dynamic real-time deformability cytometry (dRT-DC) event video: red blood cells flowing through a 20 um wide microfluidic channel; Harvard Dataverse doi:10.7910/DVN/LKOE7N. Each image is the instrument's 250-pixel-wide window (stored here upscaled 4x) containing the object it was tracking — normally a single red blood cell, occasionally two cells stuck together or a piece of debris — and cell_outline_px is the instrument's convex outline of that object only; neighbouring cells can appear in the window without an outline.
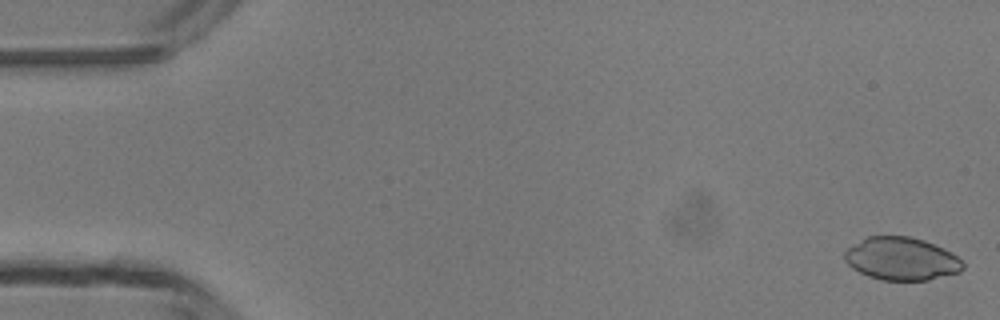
{"species": "common noctule bat (a hibernating species)", "species_latin": "Nyctalus noctula", "temperature_condition": "room temperature", "stored_images_in_passage": 48, "camera_frame_rate_fps": 3000, "um_per_image_px": 0.085, "animal": {"sex": "male", "body_mass_g": 13.3}, "frame": {"image": 1, "passage_image": 1, "time_ms": 0.0, "image_size_px": [1000, 320], "cell_outline_px": [[964, 264], [956, 272], [924, 280], [888, 280], [872, 276], [856, 268], [848, 260], [852, 248], [864, 240], [872, 236], [904, 236], [920, 240], [932, 244], [956, 256]], "centroid_in_image_um": [76.72, 22.0], "position_along_channel_um": 8.3, "area_um2": 27.28}}
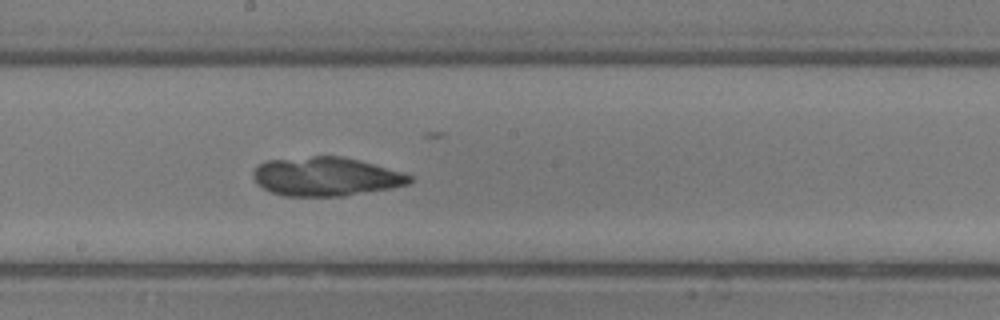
{"frame": {"image": 2, "passage_image": 26, "time_ms": 8.333, "image_size_px": [1000, 320], "cell_outline_px": [[412, 180], [404, 184], [380, 188], [328, 196], [300, 196], [276, 192], [260, 184], [256, 180], [256, 168], [260, 164], [276, 160], [316, 156], [332, 156], [352, 160], [368, 164], [408, 176]], "centroid_in_image_um": [27.59, 14.99], "position_along_channel_um": 220.6, "area_um2": 32.14}}
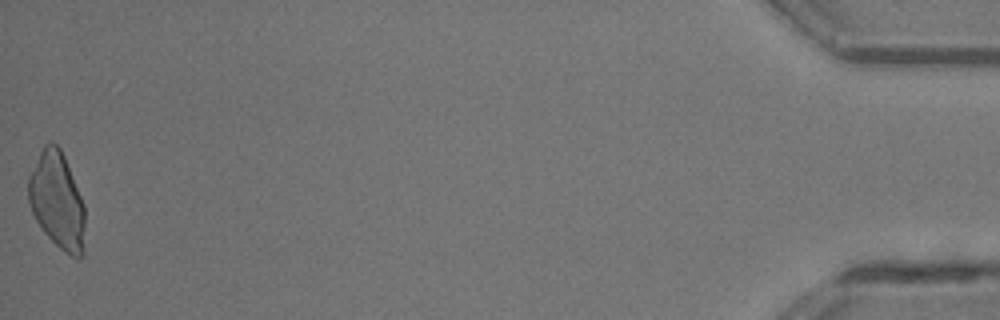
{"frame": {"image": 3, "passage_image": 48, "time_ms": 15.667, "image_size_px": [1000, 320], "cell_outline_px": [[84, 220], [80, 256], [68, 252], [56, 244], [52, 240], [40, 224], [32, 208], [28, 196], [28, 180], [44, 148], [52, 144], [56, 144], [68, 168], [80, 196], [84, 208]], "centroid_in_image_um": [4.84, 17.05], "position_along_channel_um": 430.4, "area_um2": 29.13}}